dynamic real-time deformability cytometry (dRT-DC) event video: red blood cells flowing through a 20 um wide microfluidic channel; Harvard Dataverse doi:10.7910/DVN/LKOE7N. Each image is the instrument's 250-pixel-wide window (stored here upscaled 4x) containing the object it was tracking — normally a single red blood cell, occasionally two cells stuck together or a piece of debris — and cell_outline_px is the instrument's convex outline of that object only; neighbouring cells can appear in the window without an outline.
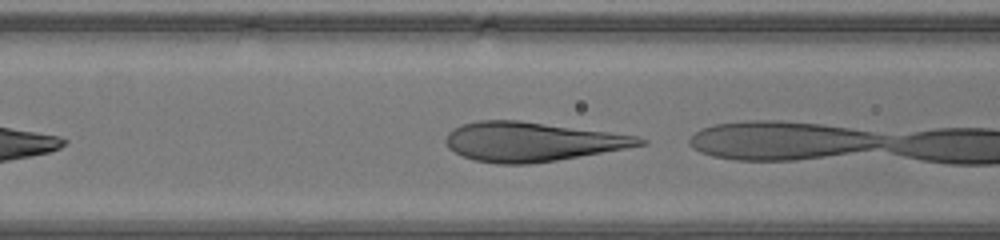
{"species": "human", "species_latin": "Homo sapiens", "temperature_condition": "warm", "stored_images_in_passage": 8, "camera_frame_rate_fps": 3000, "um_per_image_px": 0.085, "donor": {"sex": "male"}, "frame": {"image": 1, "passage_image": 7, "time_ms": 2.0, "image_size_px": [1000, 240], "cell_outline_px": [[648, 144], [580, 156], [556, 160], [528, 164], [496, 164], [476, 160], [464, 156], [448, 148], [444, 140], [448, 132], [452, 128], [460, 124], [480, 120], [520, 120], [608, 132], [636, 136], [648, 140]], "centroid_in_image_um": [45.16, 12.04], "position_along_channel_um": 121.4, "area_um2": 44.16}}